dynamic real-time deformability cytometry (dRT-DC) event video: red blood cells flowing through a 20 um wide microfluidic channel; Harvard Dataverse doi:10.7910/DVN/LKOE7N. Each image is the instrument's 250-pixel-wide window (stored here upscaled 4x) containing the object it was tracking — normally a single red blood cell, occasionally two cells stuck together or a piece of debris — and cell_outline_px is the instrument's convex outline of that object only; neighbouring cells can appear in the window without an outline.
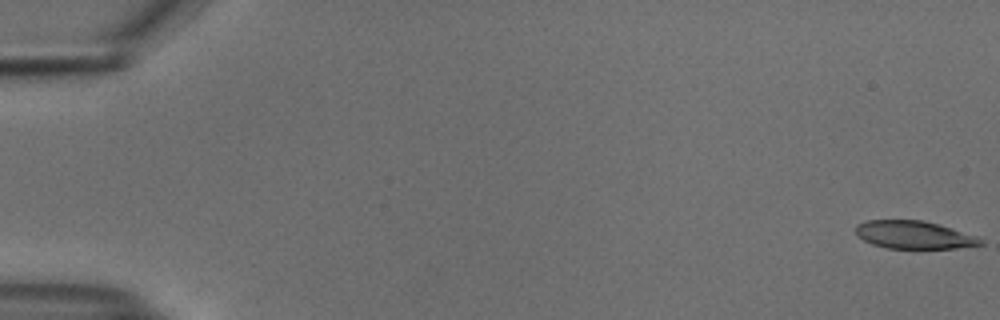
{"species": "common noctule bat (a hibernating species)", "species_latin": "Nyctalus noctula", "temperature_condition": "cold", "stored_images_in_passage": 55, "camera_frame_rate_fps": 3000, "um_per_image_px": 0.085, "animal": {"sex": "male", "body_mass_g": 18.8}, "frame": {"image": 1, "passage_image": 1, "time_ms": 0.0, "image_size_px": [1000, 320], "cell_outline_px": [[984, 244], [956, 248], [888, 248], [872, 244], [856, 236], [856, 224], [868, 220], [924, 220], [940, 224], [980, 236], [984, 240]], "centroid_in_image_um": [77.74, 19.95], "position_along_channel_um": 7.3, "area_um2": 20.52}}
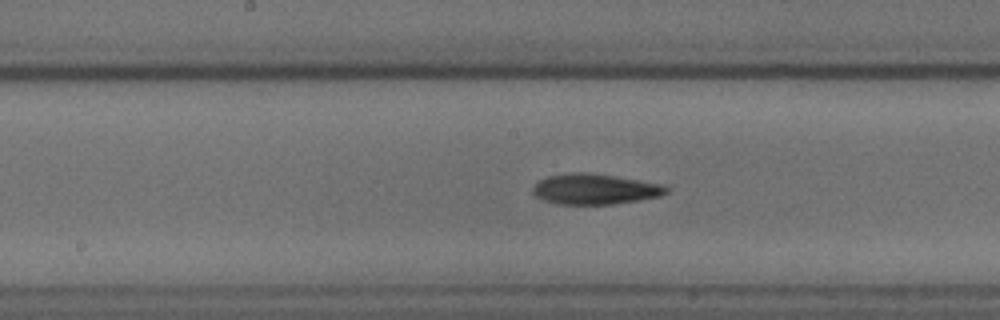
{"frame": {"image": 2, "passage_image": 29, "time_ms": 9.333, "image_size_px": [1000, 320], "cell_outline_px": [[668, 192], [660, 196], [612, 204], [556, 204], [544, 200], [536, 196], [532, 192], [532, 188], [540, 180], [548, 176], [576, 172], [580, 172], [612, 176], [664, 184], [668, 188]], "centroid_in_image_um": [50.56, 16.08], "position_along_channel_um": 197.6, "area_um2": 23.35}}
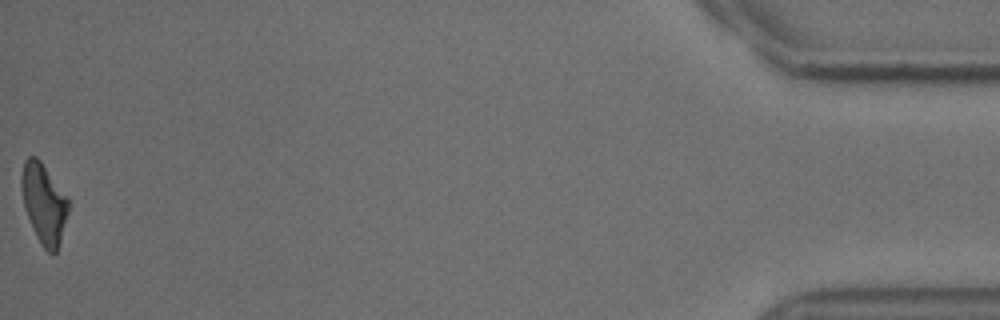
{"frame": {"image": 3, "passage_image": 55, "time_ms": 18.0, "image_size_px": [1000, 320], "cell_outline_px": [[68, 212], [60, 240], [56, 252], [52, 256], [40, 244], [36, 236], [24, 208], [20, 188], [20, 176], [24, 160], [28, 156], [36, 156], [40, 160], [68, 200]], "centroid_in_image_um": [3.68, 17.29], "position_along_channel_um": 431.5, "area_um2": 21.68}, "authors_computed_cell_mechanics": {"area_um2": 22.9466, "velocity_mm_per_s": 3.7448, "shape_relaxation_time_tau1_ms": 3.8493, "shape_relaxation_time_tau2_ms": 8.6503, "deformation_change_tau1": 0.1608, "deformation_change_tau2": 0.2005}}